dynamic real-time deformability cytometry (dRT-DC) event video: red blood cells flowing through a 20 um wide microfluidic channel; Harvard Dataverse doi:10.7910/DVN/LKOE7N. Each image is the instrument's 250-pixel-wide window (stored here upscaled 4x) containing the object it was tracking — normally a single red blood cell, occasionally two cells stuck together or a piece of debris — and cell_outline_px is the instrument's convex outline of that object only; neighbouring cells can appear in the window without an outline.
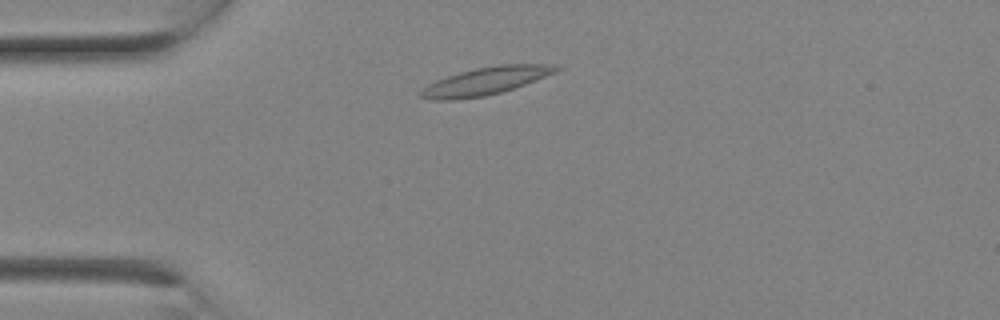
{"species": "Egyptian fruit bat (a non-hibernating species)", "species_latin": "Rousettus aegyptiacus", "temperature_condition": "room temperature", "stored_images_in_passage": 1, "camera_frame_rate_fps": 3000, "um_per_image_px": 0.085, "animal": {"sex": "female"}, "frame": {"image": 1, "passage_image": 1, "time_ms": 0.0, "image_size_px": [1000, 320], "cell_outline_px": [[564, 68], [556, 72], [524, 84], [500, 92], [484, 96], [452, 100], [432, 100], [420, 96], [420, 92], [428, 84], [436, 80], [460, 72], [476, 68], [500, 64], [552, 64]], "centroid_in_image_um": [41.29, 6.88], "position_along_channel_um": 43.7, "area_um2": 21.5}}